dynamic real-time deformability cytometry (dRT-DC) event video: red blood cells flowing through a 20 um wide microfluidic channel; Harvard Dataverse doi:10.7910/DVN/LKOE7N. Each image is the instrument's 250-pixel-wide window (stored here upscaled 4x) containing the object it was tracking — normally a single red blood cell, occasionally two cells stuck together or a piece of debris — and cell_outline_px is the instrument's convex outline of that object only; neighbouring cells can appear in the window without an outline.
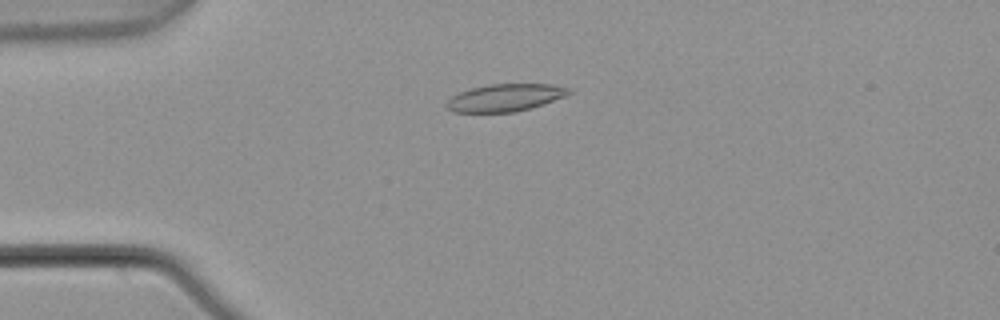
{"species": "common noctule bat (a hibernating species)", "species_latin": "Nyctalus noctula", "temperature_condition": "warm", "stored_images_in_passage": 4, "camera_frame_rate_fps": 3000, "um_per_image_px": 0.085, "animal": {"sex": "male", "body_mass_g": 21.5, "forearm_length_mm": 52.0}, "frame": {"image": 1, "passage_image": 4, "time_ms": 1.0, "image_size_px": [1000, 320], "cell_outline_px": [[572, 92], [564, 96], [544, 104], [532, 108], [516, 112], [452, 112], [444, 104], [452, 96], [468, 88], [488, 84], [552, 84], [572, 88]], "centroid_in_image_um": [42.94, 8.29], "position_along_channel_um": 42.1, "area_um2": 19.71}}